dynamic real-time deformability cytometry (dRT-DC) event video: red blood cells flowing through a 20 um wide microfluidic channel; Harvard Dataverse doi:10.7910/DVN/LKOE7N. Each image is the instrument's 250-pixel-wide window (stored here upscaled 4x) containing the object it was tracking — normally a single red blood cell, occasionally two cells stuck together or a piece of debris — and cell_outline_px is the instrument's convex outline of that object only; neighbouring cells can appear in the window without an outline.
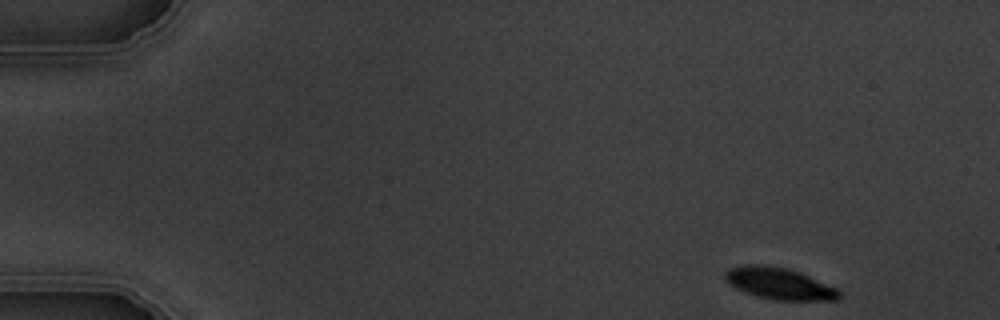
{"species": "common noctule bat (a hibernating species)", "species_latin": "Nyctalus noctula", "temperature_condition": "warm", "stored_images_in_passage": 5, "camera_frame_rate_fps": 3000, "um_per_image_px": 0.085, "animal": {"sex": "male", "body_mass_g": 19.5, "forearm_length_mm": 54.6}, "frame": {"image": 1, "passage_image": 1, "time_ms": 0.0, "image_size_px": [1000, 320], "cell_outline_px": [[840, 300], [776, 300], [756, 296], [736, 288], [724, 276], [724, 272], [728, 268], [744, 264], [764, 264], [788, 268], [800, 272], [840, 288]], "centroid_in_image_um": [66.29, 24.09], "position_along_channel_um": 18.7, "area_um2": 21.27}}